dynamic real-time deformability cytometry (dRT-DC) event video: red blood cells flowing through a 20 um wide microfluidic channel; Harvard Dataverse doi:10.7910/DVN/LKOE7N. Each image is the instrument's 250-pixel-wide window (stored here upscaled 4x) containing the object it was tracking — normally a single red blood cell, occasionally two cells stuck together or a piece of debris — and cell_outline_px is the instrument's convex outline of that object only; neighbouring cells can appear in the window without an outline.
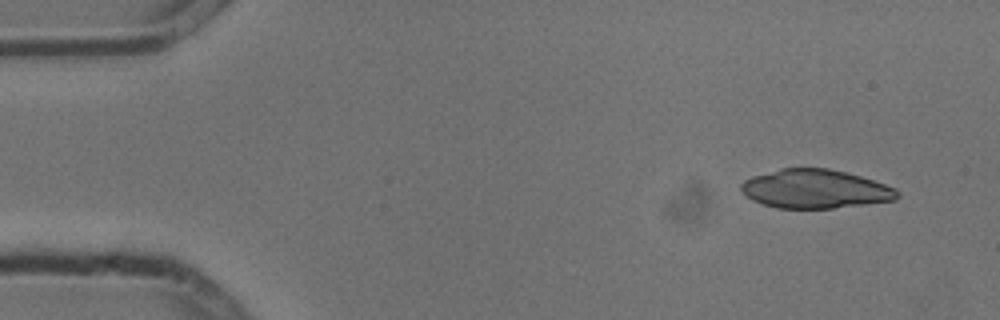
{"species": "common noctule bat (a hibernating species)", "species_latin": "Nyctalus noctula", "temperature_condition": "cold", "stored_images_in_passage": 3, "camera_frame_rate_fps": 3000, "um_per_image_px": 0.085, "animal": {"sex": "male", "body_mass_g": 13.3}, "frame": {"image": 1, "passage_image": 1, "time_ms": 0.0, "image_size_px": [1000, 320], "cell_outline_px": [[900, 196], [896, 200], [832, 208], [776, 208], [752, 200], [740, 188], [740, 184], [744, 180], [752, 176], [784, 168], [828, 168], [860, 176], [896, 188], [900, 192]], "centroid_in_image_um": [69.31, 16.06], "position_along_channel_um": 15.7, "area_um2": 35.08}}